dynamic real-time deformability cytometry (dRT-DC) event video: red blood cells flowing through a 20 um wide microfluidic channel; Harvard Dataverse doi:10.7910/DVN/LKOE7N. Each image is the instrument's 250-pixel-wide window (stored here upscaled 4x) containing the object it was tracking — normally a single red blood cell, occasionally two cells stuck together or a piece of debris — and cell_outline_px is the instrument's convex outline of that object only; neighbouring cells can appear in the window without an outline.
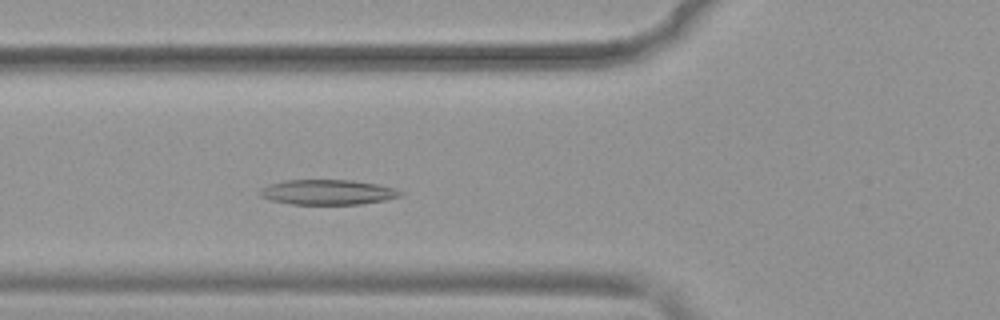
{"species": "common noctule bat (a hibernating species)", "species_latin": "Nyctalus noctula", "temperature_condition": "warm", "stored_images_in_passage": 39, "camera_frame_rate_fps": 3000, "um_per_image_px": 0.085, "animal": {"sex": "female", "body_mass_g": 19.9}, "frame": {"image": 1, "passage_image": 14, "time_ms": 4.333, "image_size_px": [1000, 320], "cell_outline_px": [[404, 192], [400, 196], [384, 200], [360, 204], [292, 204], [272, 200], [260, 196], [260, 188], [284, 180], [352, 180], [376, 184], [396, 188]], "centroid_in_image_um": [27.87, 16.33], "position_along_channel_um": 97.9, "area_um2": 20.35}}
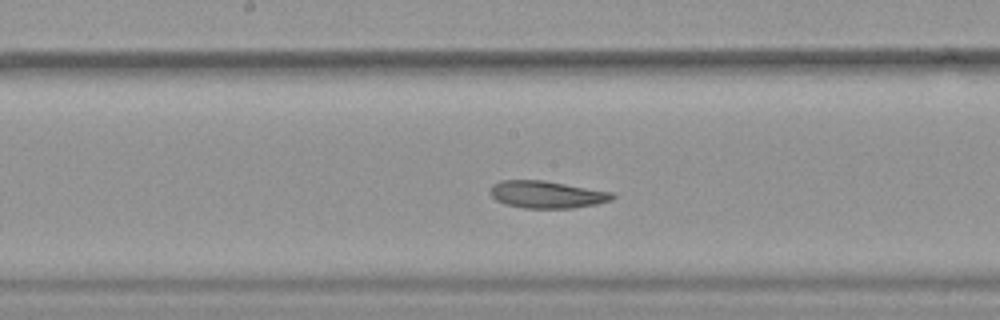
{"frame": {"image": 2, "passage_image": 22, "time_ms": 7.0, "image_size_px": [1000, 320], "cell_outline_px": [[616, 196], [612, 200], [596, 204], [572, 208], [524, 208], [504, 204], [496, 200], [488, 192], [492, 184], [500, 180], [544, 180], [612, 192]], "centroid_in_image_um": [46.44, 16.53], "position_along_channel_um": 201.8, "area_um2": 19.54}}
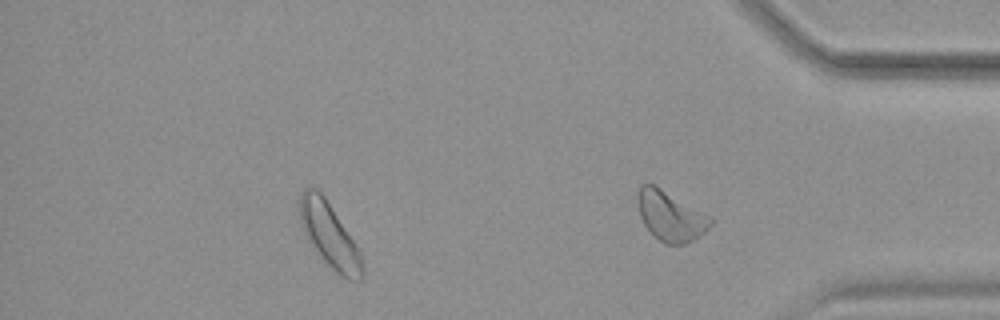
{"frame": {"image": 3, "passage_image": 36, "time_ms": 11.667, "image_size_px": [1000, 320], "cell_outline_px": [[364, 276], [360, 280], [348, 280], [340, 276], [320, 256], [304, 232], [296, 208], [300, 192], [304, 188], [316, 188], [324, 196], [356, 244], [360, 252], [364, 268]], "centroid_in_image_um": [27.98, 19.97], "position_along_channel_um": 407.2, "area_um2": 23.52}, "authors_computed_cell_mechanics": {"area_um2": 20.1722, "velocity_mm_per_s": 3.9007, "shape_relaxation_time_tau1_ms": null, "shape_relaxation_time_tau2_ms": 4.0637, "deformation_change_tau1": null, "deformation_change_tau2": 0.1176}}